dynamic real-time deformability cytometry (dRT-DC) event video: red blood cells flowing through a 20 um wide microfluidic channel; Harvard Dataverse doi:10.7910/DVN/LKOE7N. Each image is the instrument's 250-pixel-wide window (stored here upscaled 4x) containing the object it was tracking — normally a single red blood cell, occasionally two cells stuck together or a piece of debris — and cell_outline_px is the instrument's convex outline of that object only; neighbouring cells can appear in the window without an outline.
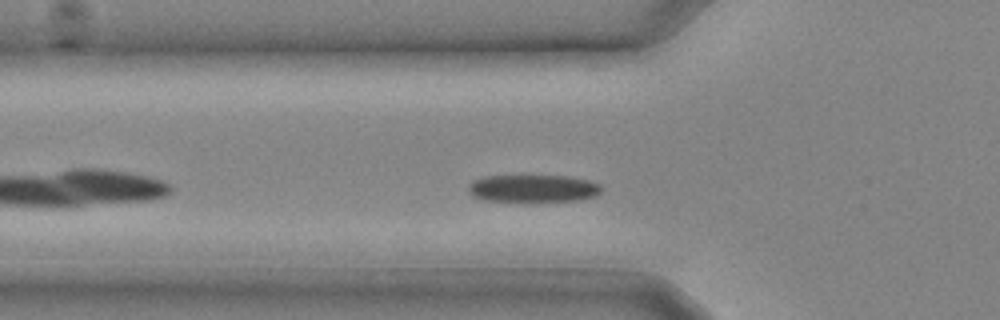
{"species": "common noctule bat (a hibernating species)", "species_latin": "Nyctalus noctula", "temperature_condition": "cold", "stored_images_in_passage": 9, "camera_frame_rate_fps": 3000, "um_per_image_px": 0.085, "animal": {"sex": "male", "body_mass_g": 20.4}, "frame": {"image": 1, "passage_image": 3, "time_ms": 0.667, "image_size_px": [1000, 320], "cell_outline_px": [[604, 188], [600, 192], [592, 196], [580, 200], [484, 200], [468, 192], [468, 184], [472, 180], [484, 176], [568, 176], [588, 180], [600, 184]], "centroid_in_image_um": [45.31, 15.99], "position_along_channel_um": 80.5, "area_um2": 20.87}}
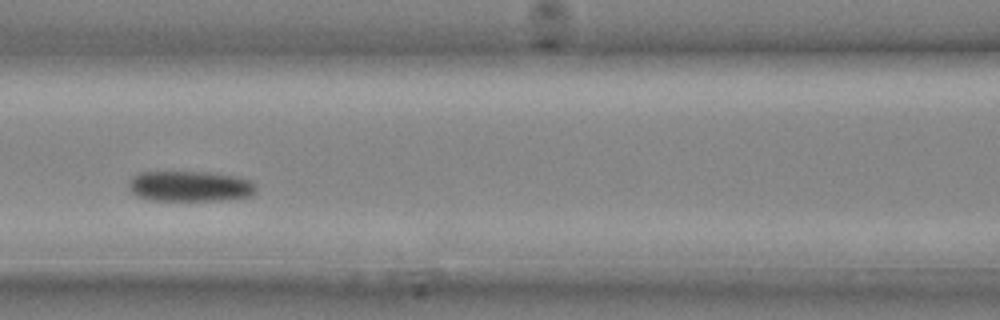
{"frame": {"image": 2, "passage_image": 6, "time_ms": 1.667, "image_size_px": [1000, 320], "cell_outline_px": [[256, 192], [252, 196], [232, 200], [148, 200], [136, 196], [128, 188], [128, 180], [132, 176], [140, 172], [208, 172], [236, 176], [248, 180], [256, 184]], "centroid_in_image_um": [16.15, 15.84], "position_along_channel_um": 150.5, "area_um2": 23.0}}
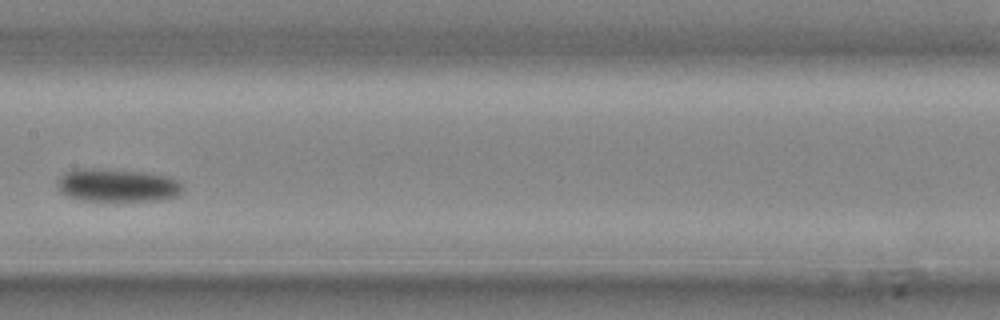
{"frame": {"image": 3, "passage_image": 8, "time_ms": 2.333, "image_size_px": [1000, 320], "cell_outline_px": [[184, 188], [180, 196], [160, 200], [80, 200], [68, 196], [60, 192], [56, 184], [56, 180], [64, 172], [76, 168], [92, 168], [148, 172], [168, 176], [176, 180]], "centroid_in_image_um": [9.95, 15.73], "position_along_channel_um": 197.4, "area_um2": 24.39}}